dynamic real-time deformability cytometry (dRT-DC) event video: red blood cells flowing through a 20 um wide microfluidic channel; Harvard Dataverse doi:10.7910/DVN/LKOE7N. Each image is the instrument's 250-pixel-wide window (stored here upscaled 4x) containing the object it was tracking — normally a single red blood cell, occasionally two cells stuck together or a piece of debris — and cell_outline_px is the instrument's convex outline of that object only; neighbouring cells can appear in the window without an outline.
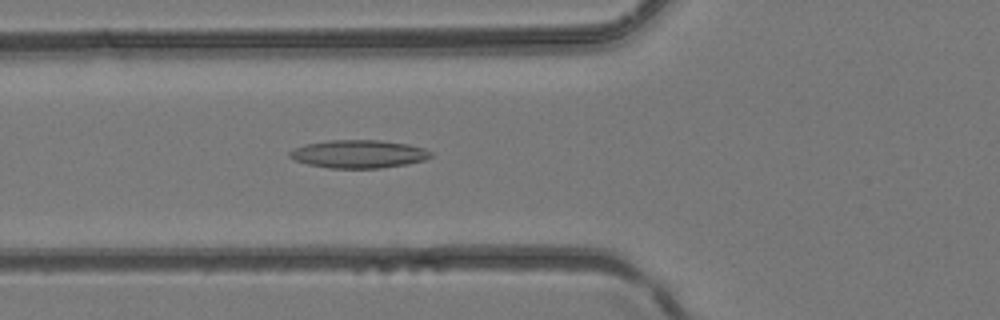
{"species": "common noctule bat (a hibernating species)", "species_latin": "Nyctalus noctula", "temperature_condition": "room temperature", "stored_images_in_passage": 31, "camera_frame_rate_fps": 3000, "um_per_image_px": 0.085, "animal": {"sex": "female", "body_mass_g": 24.6, "forearm_length_mm": 56.2}, "frame": {"image": 1, "passage_image": 6, "time_ms": 1.667, "image_size_px": [1000, 320], "cell_outline_px": [[432, 156], [424, 160], [408, 164], [380, 168], [328, 168], [308, 164], [296, 160], [288, 156], [288, 152], [292, 148], [304, 144], [328, 140], [380, 140], [408, 144], [424, 148], [432, 152]], "centroid_in_image_um": [30.47, 13.08], "position_along_channel_um": 95.3, "area_um2": 23.24}}
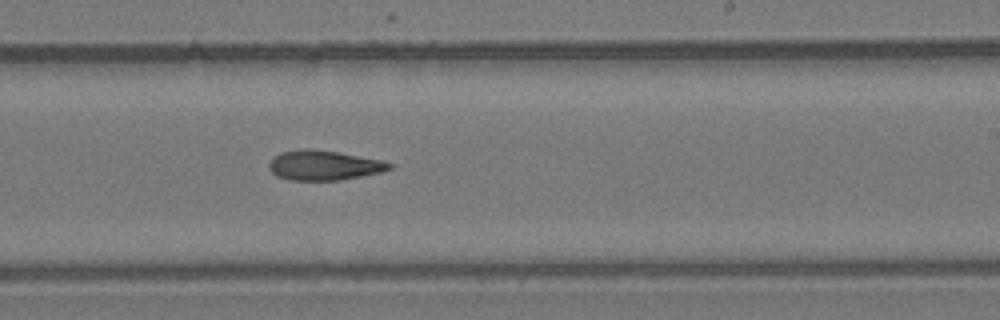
{"frame": {"image": 2, "passage_image": 16, "time_ms": 5.0, "image_size_px": [1000, 320], "cell_outline_px": [[392, 168], [380, 172], [340, 180], [288, 180], [276, 176], [268, 168], [268, 164], [272, 156], [280, 152], [340, 152], [384, 160], [392, 164]], "centroid_in_image_um": [27.55, 14.09], "position_along_channel_um": 261.4, "area_um2": 20.23}}
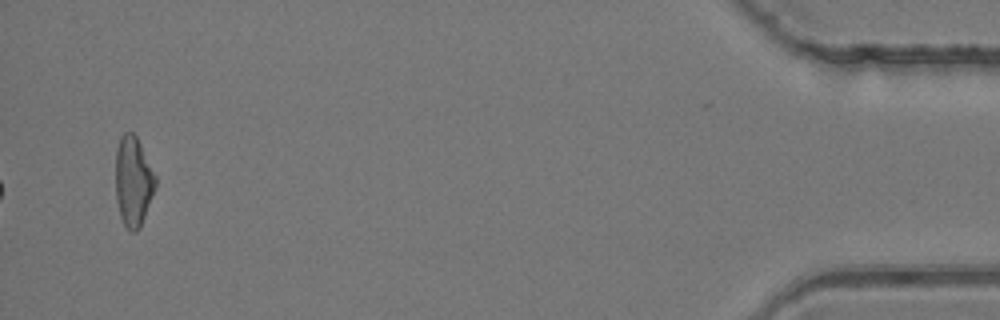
{"frame": {"image": 3, "passage_image": 31, "time_ms": 10.0, "image_size_px": [1000, 320], "cell_outline_px": [[156, 188], [140, 228], [136, 232], [132, 232], [124, 224], [120, 216], [116, 200], [116, 148], [120, 136], [124, 132], [132, 132], [136, 136], [156, 176]], "centroid_in_image_um": [11.32, 15.42], "position_along_channel_um": 423.9, "area_um2": 20.92}}